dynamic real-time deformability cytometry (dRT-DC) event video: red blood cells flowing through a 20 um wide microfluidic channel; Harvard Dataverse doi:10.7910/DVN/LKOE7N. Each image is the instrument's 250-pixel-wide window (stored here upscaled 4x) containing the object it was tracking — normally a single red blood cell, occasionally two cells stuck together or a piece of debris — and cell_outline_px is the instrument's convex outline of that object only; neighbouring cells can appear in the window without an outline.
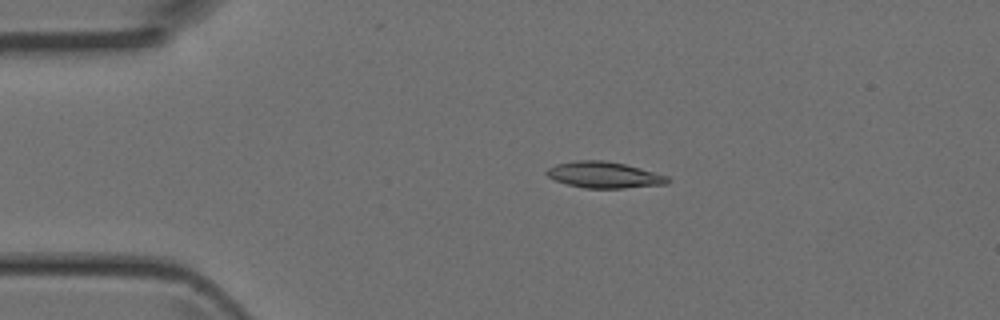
{"species": "Egyptian fruit bat (a non-hibernating species)", "species_latin": "Rousettus aegyptiacus", "temperature_condition": "room temperature", "stored_images_in_passage": 3, "camera_frame_rate_fps": 3000, "um_per_image_px": 0.085, "animal": {"sex": "female"}, "frame": {"image": 1, "passage_image": 2, "time_ms": 0.333, "image_size_px": [1000, 320], "cell_outline_px": [[668, 184], [624, 188], [584, 188], [568, 184], [556, 180], [548, 176], [544, 172], [548, 168], [556, 164], [576, 160], [604, 160], [624, 164], [640, 168], [668, 176]], "centroid_in_image_um": [51.34, 14.86], "position_along_channel_um": 33.7, "area_um2": 18.38}}